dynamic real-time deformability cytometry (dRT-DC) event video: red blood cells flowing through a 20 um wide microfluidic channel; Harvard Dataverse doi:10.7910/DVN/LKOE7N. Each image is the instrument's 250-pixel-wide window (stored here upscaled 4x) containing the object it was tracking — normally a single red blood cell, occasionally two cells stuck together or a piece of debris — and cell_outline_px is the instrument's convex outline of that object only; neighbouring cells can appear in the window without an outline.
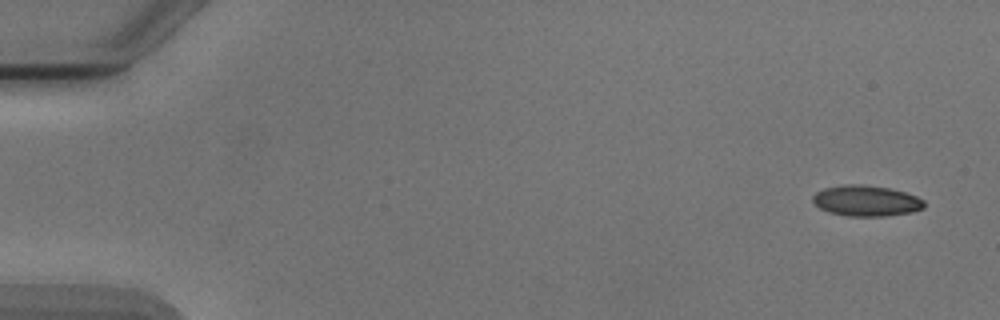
{"species": "Egyptian fruit bat (a non-hibernating species)", "species_latin": "Rousettus aegyptiacus", "temperature_condition": "cold", "stored_images_in_passage": 4, "camera_frame_rate_fps": 3000, "um_per_image_px": 0.085, "animal": {"sex": "male"}, "frame": {"image": 1, "passage_image": 1, "time_ms": 0.0, "image_size_px": [1000, 320], "cell_outline_px": [[924, 208], [912, 212], [888, 216], [848, 216], [828, 212], [820, 208], [812, 200], [812, 196], [816, 192], [824, 188], [844, 184], [860, 184], [888, 188], [904, 192], [916, 196], [924, 200]], "centroid_in_image_um": [73.62, 17.07], "position_along_channel_um": 11.4, "area_um2": 20.0}}